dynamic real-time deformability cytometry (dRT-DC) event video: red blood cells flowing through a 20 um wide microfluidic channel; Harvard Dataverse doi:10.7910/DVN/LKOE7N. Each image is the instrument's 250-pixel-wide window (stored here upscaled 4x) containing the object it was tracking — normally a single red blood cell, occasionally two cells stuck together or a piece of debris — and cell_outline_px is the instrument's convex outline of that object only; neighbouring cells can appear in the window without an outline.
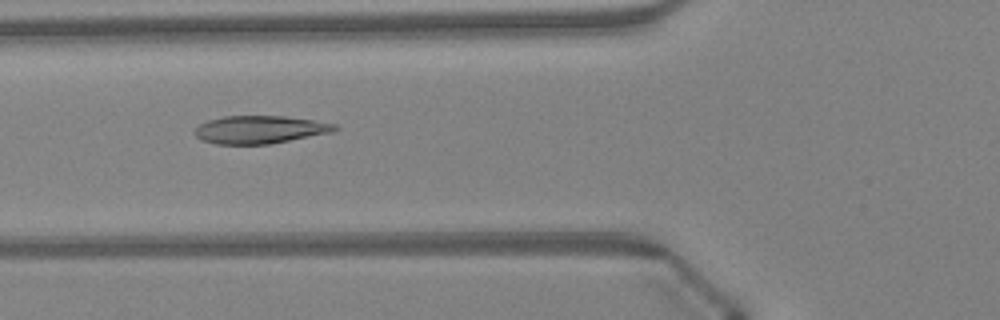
{"species": "Egyptian fruit bat (a non-hibernating species)", "species_latin": "Rousettus aegyptiacus", "temperature_condition": "warm", "stored_images_in_passage": 46, "camera_frame_rate_fps": 3000, "um_per_image_px": 0.085, "animal": {"sex": "female"}, "frame": {"image": 1, "passage_image": 17, "time_ms": 5.333, "image_size_px": [1000, 320], "cell_outline_px": [[340, 128], [332, 132], [268, 144], [216, 144], [200, 140], [192, 132], [200, 124], [208, 120], [224, 116], [284, 116], [312, 120], [336, 124]], "centroid_in_image_um": [22.05, 11.01], "position_along_channel_um": 103.7, "area_um2": 22.66}}
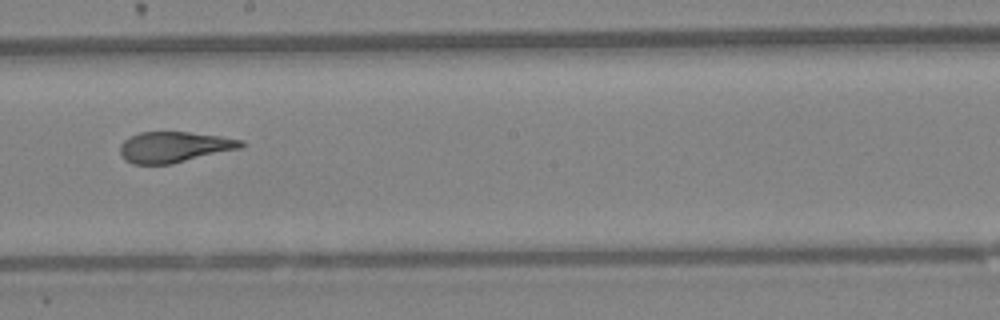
{"frame": {"image": 2, "passage_image": 26, "time_ms": 8.333, "image_size_px": [1000, 320], "cell_outline_px": [[244, 144], [240, 148], [172, 164], [132, 164], [124, 160], [120, 152], [120, 144], [124, 140], [140, 132], [188, 132], [220, 136], [244, 140]], "centroid_in_image_um": [14.79, 12.5], "position_along_channel_um": 233.4, "area_um2": 21.62}}
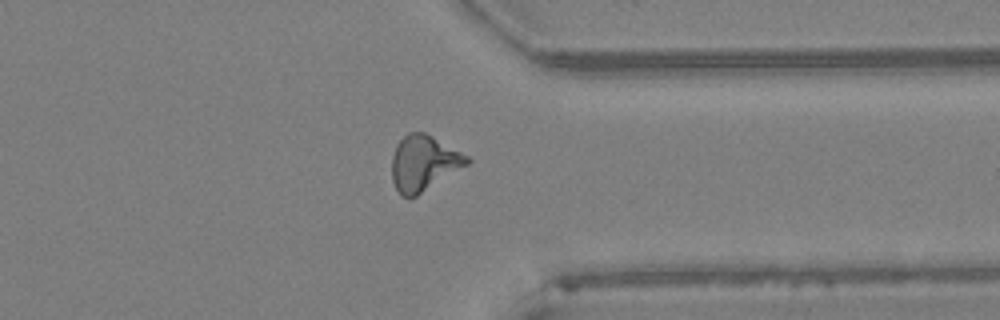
{"frame": {"image": 3, "passage_image": 36, "time_ms": 11.667, "image_size_px": [1000, 320], "cell_outline_px": [[472, 160], [468, 164], [416, 196], [408, 200], [400, 196], [392, 180], [392, 156], [396, 144], [408, 132], [424, 132], [432, 136], [468, 156]], "centroid_in_image_um": [35.98, 13.88], "position_along_channel_um": 375.4, "area_um2": 24.22}, "authors_computed_cell_mechanics": {"area_um2": 22.9755, "velocity_mm_per_s": 4.3419, "shape_relaxation_time_tau1_ms": 10.0332, "shape_relaxation_time_tau2_ms": 1.4895, "deformation_change_tau1": 0.2724, "deformation_change_tau2": 0.0848}}